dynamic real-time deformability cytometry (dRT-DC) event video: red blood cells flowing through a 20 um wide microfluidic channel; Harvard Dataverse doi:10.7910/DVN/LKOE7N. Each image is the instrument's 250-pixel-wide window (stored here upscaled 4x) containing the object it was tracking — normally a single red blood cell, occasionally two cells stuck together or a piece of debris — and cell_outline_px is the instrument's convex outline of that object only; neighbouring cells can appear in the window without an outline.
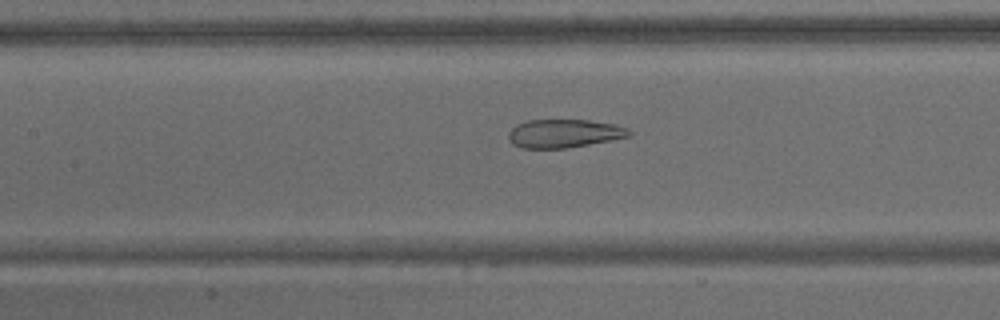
{"species": "common noctule bat (a hibernating species)", "species_latin": "Nyctalus noctula", "temperature_condition": "warm", "stored_images_in_passage": 63, "camera_frame_rate_fps": 3000, "um_per_image_px": 0.085, "animal": {"sex": "male", "body_mass_g": 15.6}, "frame": {"image": 1, "passage_image": 28, "time_ms": 9.0, "image_size_px": [1000, 320], "cell_outline_px": [[632, 136], [568, 148], [520, 148], [512, 144], [508, 140], [508, 132], [516, 124], [528, 120], [588, 120], [616, 124], [628, 128], [632, 132]], "centroid_in_image_um": [47.95, 11.34], "position_along_channel_um": 159.5, "area_um2": 20.17}}
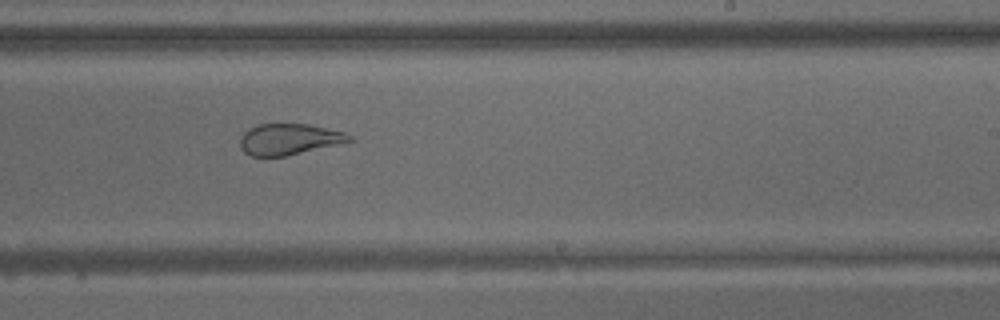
{"frame": {"image": 2, "passage_image": 38, "time_ms": 12.333, "image_size_px": [1000, 320], "cell_outline_px": [[352, 140], [344, 144], [284, 156], [252, 156], [244, 152], [240, 148], [240, 136], [248, 128], [260, 124], [308, 124], [344, 132], [352, 136]], "centroid_in_image_um": [24.58, 11.84], "position_along_channel_um": 264.4, "area_um2": 19.94}}
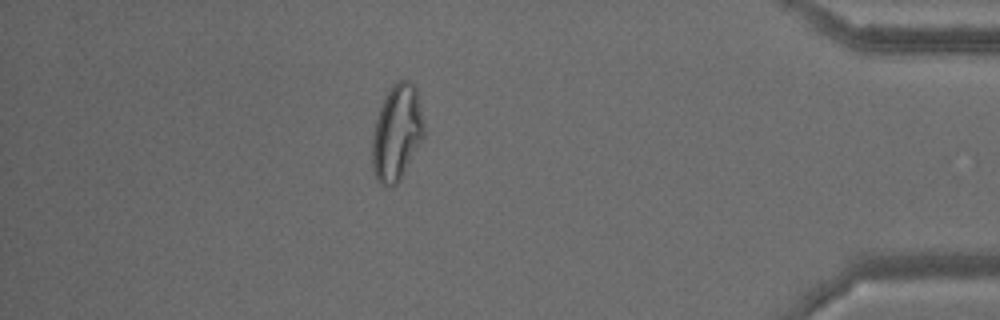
{"frame": {"image": 3, "passage_image": 55, "time_ms": 18.0, "image_size_px": [1000, 320], "cell_outline_px": [[424, 136], [400, 180], [392, 188], [380, 184], [376, 180], [372, 172], [372, 136], [376, 120], [380, 108], [392, 84], [396, 80], [408, 80], [416, 88], [420, 104], [424, 124]], "centroid_in_image_um": [33.72, 11.32], "position_along_channel_um": 401.5, "area_um2": 28.96}, "authors_computed_cell_mechanics": {"area_um2": 27.2816, "velocity_mm_per_s": 3.1544, "shape_relaxation_time_tau1_ms": null, "shape_relaxation_time_tau2_ms": 1.757, "deformation_change_tau1": null, "deformation_change_tau2": 0.0928}}